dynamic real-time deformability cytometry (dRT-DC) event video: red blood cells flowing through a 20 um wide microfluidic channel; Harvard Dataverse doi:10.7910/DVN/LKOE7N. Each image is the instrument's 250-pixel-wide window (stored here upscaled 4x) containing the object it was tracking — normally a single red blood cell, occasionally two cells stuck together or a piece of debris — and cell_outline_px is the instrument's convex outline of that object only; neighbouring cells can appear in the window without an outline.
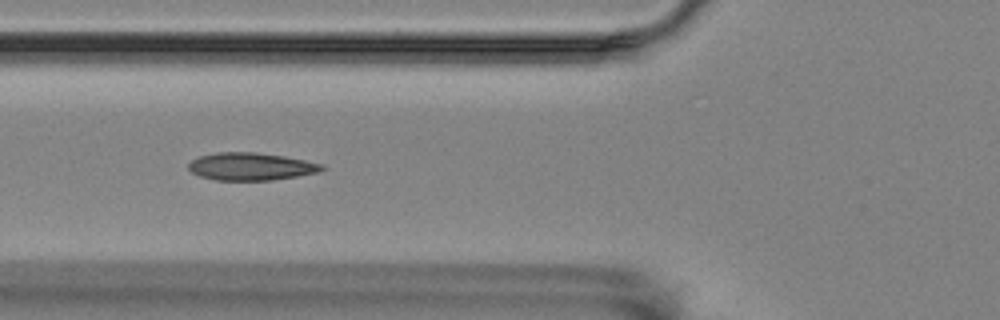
{"species": "Egyptian fruit bat (a non-hibernating species)", "species_latin": "Rousettus aegyptiacus", "temperature_condition": "room temperature", "stored_images_in_passage": 45, "camera_frame_rate_fps": 3000, "um_per_image_px": 0.085, "animal": {"sex": "female"}, "frame": {"image": 1, "passage_image": 13, "time_ms": 4.0, "image_size_px": [1000, 320], "cell_outline_px": [[324, 168], [320, 172], [272, 180], [216, 180], [200, 176], [192, 172], [188, 168], [188, 164], [192, 160], [200, 156], [216, 152], [256, 152], [284, 156], [324, 164]], "centroid_in_image_um": [21.33, 14.15], "position_along_channel_um": 104.5, "area_um2": 21.39}}
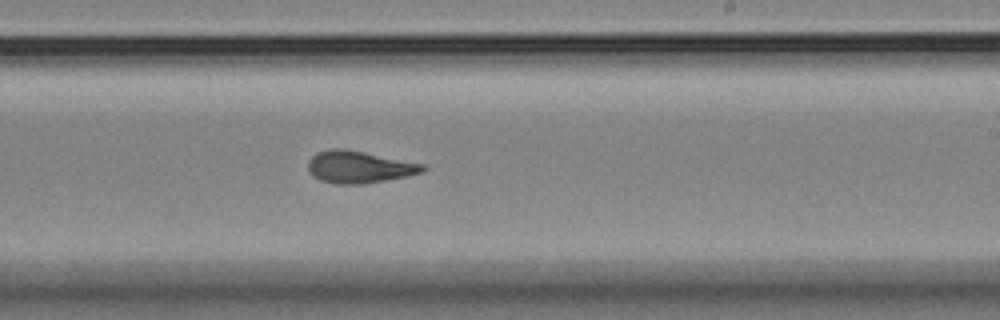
{"frame": {"image": 2, "passage_image": 26, "time_ms": 8.333, "image_size_px": [1000, 320], "cell_outline_px": [[428, 168], [424, 172], [408, 176], [364, 184], [336, 184], [320, 180], [312, 176], [308, 172], [308, 160], [316, 152], [332, 148], [340, 148], [364, 152], [424, 164]], "centroid_in_image_um": [30.51, 14.2], "position_along_channel_um": 258.5, "area_um2": 21.62}}
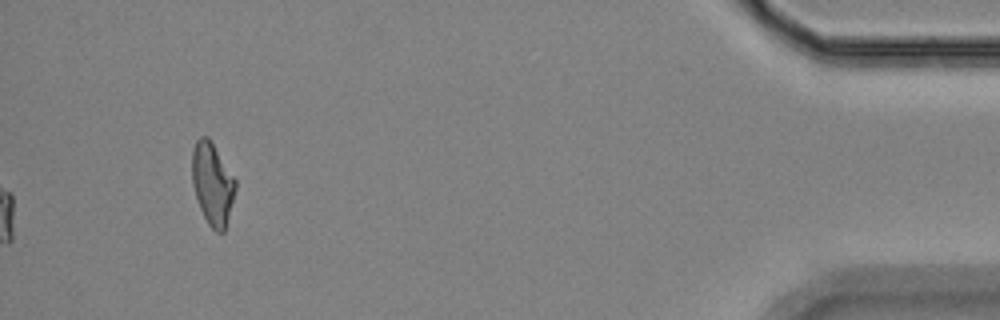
{"frame": {"image": 3, "passage_image": 45, "time_ms": 14.667, "image_size_px": [1000, 320], "cell_outline_px": [[236, 188], [224, 232], [216, 232], [208, 224], [200, 208], [192, 184], [192, 148], [196, 140], [200, 136], [208, 136], [236, 180]], "centroid_in_image_um": [18.04, 15.6], "position_along_channel_um": 417.2, "area_um2": 20.63}, "authors_computed_cell_mechanics": {"area_um2": 20.7502, "velocity_mm_per_s": 3.5487, "shape_relaxation_time_tau1_ms": 7.7581, "shape_relaxation_time_tau2_ms": 2.2778, "deformation_change_tau1": 0.2209, "deformation_change_tau2": 0.1089}}